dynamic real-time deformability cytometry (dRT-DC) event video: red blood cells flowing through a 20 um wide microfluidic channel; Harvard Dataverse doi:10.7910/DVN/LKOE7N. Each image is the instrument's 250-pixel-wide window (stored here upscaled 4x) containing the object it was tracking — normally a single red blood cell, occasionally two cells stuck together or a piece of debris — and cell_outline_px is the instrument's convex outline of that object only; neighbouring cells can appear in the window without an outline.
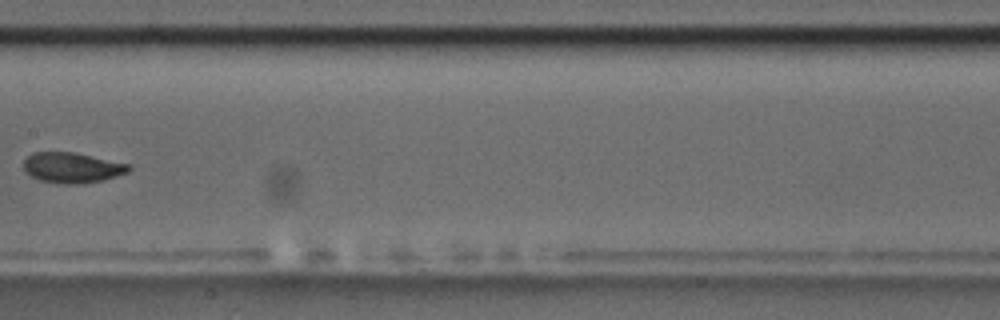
{"species": "common noctule bat (a hibernating species)", "species_latin": "Nyctalus noctula", "temperature_condition": "room temperature", "stored_images_in_passage": 8, "camera_frame_rate_fps": 3000, "um_per_image_px": 0.085, "animal": {"sex": "male", "body_mass_g": 17.5, "forearm_length_mm": 52.3}, "frame": {"image": 1, "passage_image": 8, "time_ms": 8.333, "image_size_px": [1000, 320], "cell_outline_px": [[132, 168], [128, 172], [104, 180], [84, 184], [64, 184], [40, 180], [32, 176], [24, 168], [24, 160], [32, 152], [76, 152], [132, 164]], "centroid_in_image_um": [6.2, 14.24], "position_along_channel_um": 201.2, "area_um2": 18.84}}